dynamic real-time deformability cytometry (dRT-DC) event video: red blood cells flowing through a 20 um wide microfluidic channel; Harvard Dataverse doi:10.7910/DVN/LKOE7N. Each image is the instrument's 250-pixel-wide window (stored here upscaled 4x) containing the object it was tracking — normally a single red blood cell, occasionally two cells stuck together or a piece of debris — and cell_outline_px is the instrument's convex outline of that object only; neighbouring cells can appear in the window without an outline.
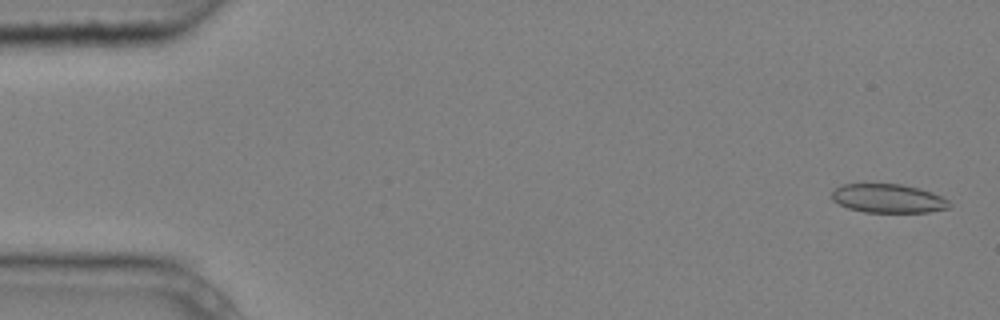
{"species": "common noctule bat (a hibernating species)", "species_latin": "Nyctalus noctula", "temperature_condition": "cold", "stored_images_in_passage": 5, "camera_frame_rate_fps": 3000, "um_per_image_px": 0.085, "animal": {"sex": "male", "body_mass_g": 20.4}, "frame": {"image": 1, "passage_image": 1, "time_ms": 0.0, "image_size_px": [1000, 320], "cell_outline_px": [[952, 204], [948, 208], [928, 212], [864, 212], [848, 208], [832, 200], [832, 192], [836, 188], [844, 184], [904, 184], [920, 188], [932, 192], [948, 200]], "centroid_in_image_um": [75.51, 16.86], "position_along_channel_um": 9.5, "area_um2": 19.71}}